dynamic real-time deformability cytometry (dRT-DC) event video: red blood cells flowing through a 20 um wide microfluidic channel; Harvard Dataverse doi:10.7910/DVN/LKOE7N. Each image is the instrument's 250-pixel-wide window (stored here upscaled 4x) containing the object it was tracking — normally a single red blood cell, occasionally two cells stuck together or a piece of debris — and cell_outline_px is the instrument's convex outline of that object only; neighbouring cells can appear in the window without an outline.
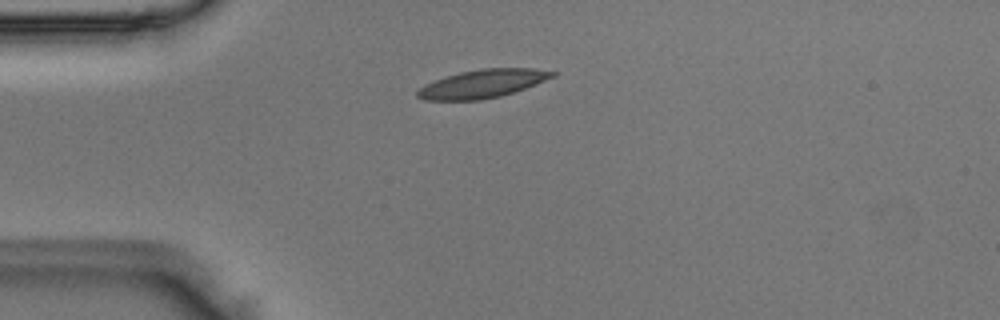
{"species": "Egyptian fruit bat (a non-hibernating species)", "species_latin": "Rousettus aegyptiacus", "temperature_condition": "room temperature", "stored_images_in_passage": 40, "camera_frame_rate_fps": 3000, "um_per_image_px": 0.085, "animal": {"sex": "male"}, "frame": {"image": 1, "passage_image": 1, "time_ms": 0.0, "image_size_px": [1000, 320], "cell_outline_px": [[556, 76], [536, 84], [500, 96], [480, 100], [424, 100], [416, 96], [416, 92], [424, 84], [444, 76], [460, 72], [480, 68], [532, 68], [556, 72]], "centroid_in_image_um": [40.98, 7.11], "position_along_channel_um": 44.0, "area_um2": 22.25}}
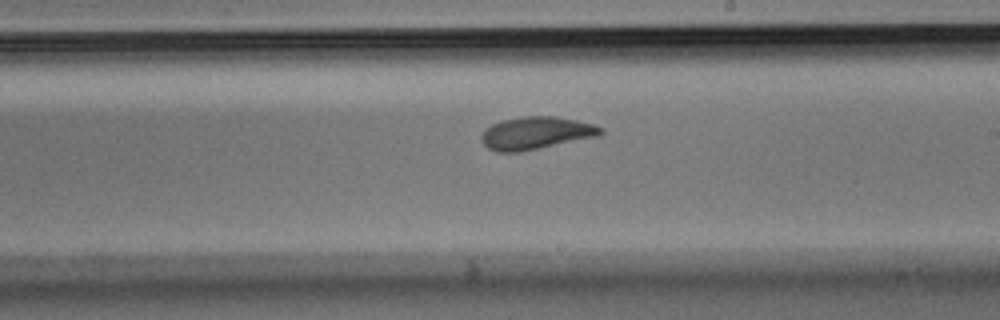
{"frame": {"image": 2, "passage_image": 18, "time_ms": 5.667, "image_size_px": [1000, 320], "cell_outline_px": [[604, 132], [600, 136], [520, 152], [496, 152], [488, 148], [480, 140], [480, 136], [492, 124], [500, 120], [524, 116], [556, 116], [576, 120], [592, 124], [604, 128]], "centroid_in_image_um": [45.57, 11.31], "position_along_channel_um": 243.4, "area_um2": 22.77}}
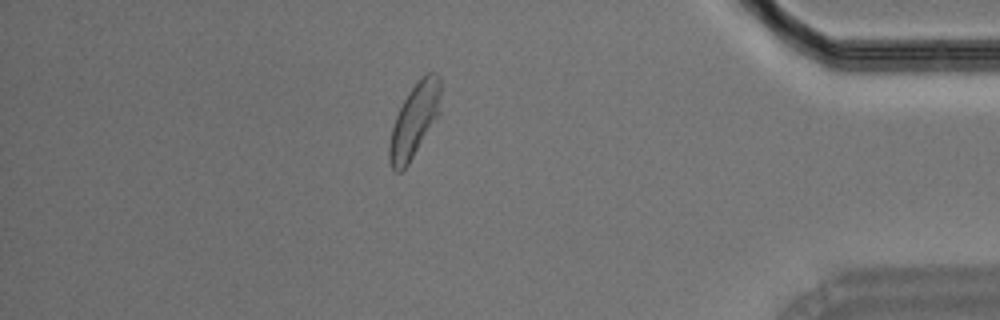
{"frame": {"image": 3, "passage_image": 33, "time_ms": 10.667, "image_size_px": [1000, 320], "cell_outline_px": [[440, 112], [408, 164], [400, 172], [396, 172], [392, 168], [388, 160], [388, 148], [392, 128], [396, 116], [404, 100], [420, 76], [428, 72], [436, 72], [440, 76]], "centroid_in_image_um": [35.22, 10.21], "position_along_channel_um": 400.0, "area_um2": 21.73}}